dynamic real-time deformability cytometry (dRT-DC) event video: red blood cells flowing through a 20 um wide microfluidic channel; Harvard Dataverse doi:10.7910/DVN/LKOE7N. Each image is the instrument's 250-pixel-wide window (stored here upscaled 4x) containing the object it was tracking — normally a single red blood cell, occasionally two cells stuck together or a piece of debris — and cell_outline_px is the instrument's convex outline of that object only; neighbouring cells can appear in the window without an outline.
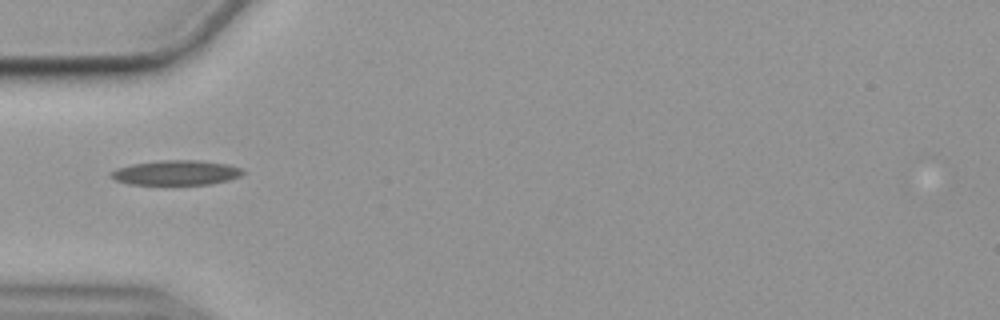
{"species": "common noctule bat (a hibernating species)", "species_latin": "Nyctalus noctula", "temperature_condition": "cold", "stored_images_in_passage": 32, "camera_frame_rate_fps": 3000, "um_per_image_px": 0.085, "animal": {"sex": "female", "body_mass_g": 19.9}, "frame": {"image": 1, "passage_image": 1, "time_ms": 0.0, "image_size_px": [1000, 320], "cell_outline_px": [[244, 172], [240, 176], [228, 180], [212, 184], [128, 184], [116, 180], [108, 176], [108, 172], [116, 168], [132, 164], [160, 160], [200, 160], [228, 164], [244, 168]], "centroid_in_image_um": [14.96, 14.67], "position_along_channel_um": 70.0, "area_um2": 19.25}}
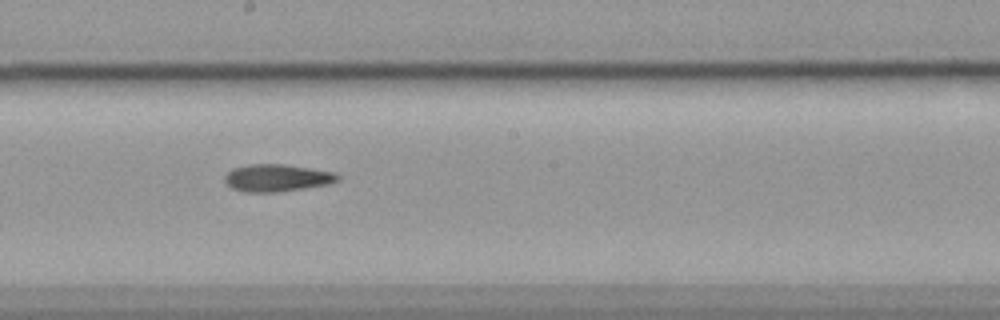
{"frame": {"image": 2, "passage_image": 14, "time_ms": 4.333, "image_size_px": [1000, 320], "cell_outline_px": [[340, 180], [328, 184], [276, 192], [244, 192], [232, 188], [224, 180], [224, 176], [232, 168], [248, 164], [284, 164], [336, 172], [340, 176]], "centroid_in_image_um": [23.54, 15.11], "position_along_channel_um": 224.7, "area_um2": 17.98}}
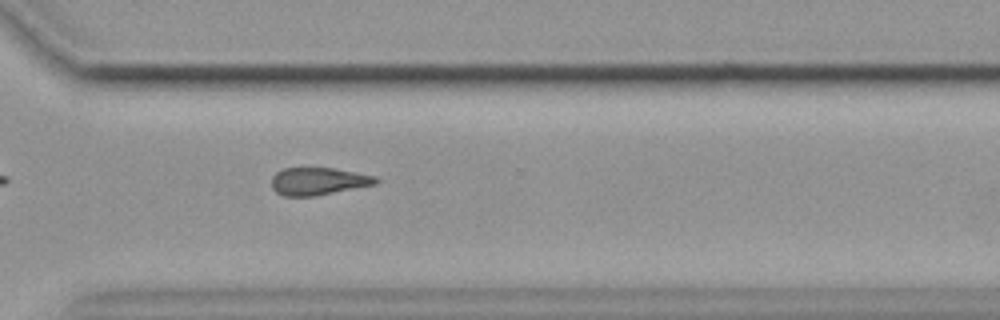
{"frame": {"image": 3, "passage_image": 24, "time_ms": 7.667, "image_size_px": [1000, 320], "cell_outline_px": [[380, 180], [376, 184], [316, 196], [284, 196], [276, 192], [272, 188], [272, 176], [276, 172], [284, 168], [332, 168], [376, 176]], "centroid_in_image_um": [27.05, 15.41], "position_along_channel_um": 343.6, "area_um2": 16.7}, "authors_computed_cell_mechanics": {"area_um2": 17.629, "velocity_mm_per_s": 3.5733, "shape_relaxation_time_tau1_ms": null, "shape_relaxation_time_tau2_ms": 9.2015, "deformation_change_tau1": null, "deformation_change_tau2": 0.2083}}